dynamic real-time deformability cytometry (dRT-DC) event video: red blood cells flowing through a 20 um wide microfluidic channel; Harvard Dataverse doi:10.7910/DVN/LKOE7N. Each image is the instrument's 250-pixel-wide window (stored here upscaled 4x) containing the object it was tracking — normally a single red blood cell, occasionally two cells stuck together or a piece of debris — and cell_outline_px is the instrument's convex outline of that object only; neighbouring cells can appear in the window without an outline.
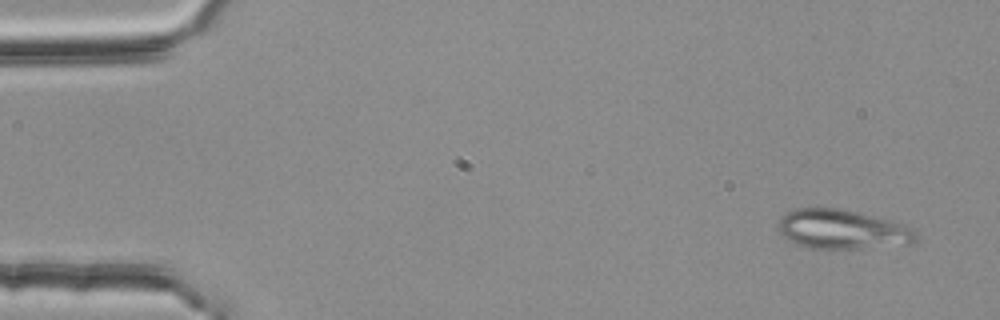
{"species": "common noctule bat (a hibernating species)", "species_latin": "Nyctalus noctula", "temperature_condition": "room temperature", "stored_images_in_passage": 3, "camera_frame_rate_fps": 3000, "um_per_image_px": 0.085, "animal": {"sex": "female", "body_mass_g": 25.1}, "frame": {"image": 1, "passage_image": 1, "time_ms": 0.0, "image_size_px": [1000, 320], "cell_outline_px": [[916, 240], [908, 244], [860, 248], [812, 248], [800, 244], [784, 236], [780, 232], [780, 216], [784, 212], [792, 208], [836, 208], [856, 212], [892, 220], [904, 224], [912, 228], [916, 232]], "centroid_in_image_um": [71.61, 19.47], "position_along_channel_um": 13.4, "area_um2": 31.21}}